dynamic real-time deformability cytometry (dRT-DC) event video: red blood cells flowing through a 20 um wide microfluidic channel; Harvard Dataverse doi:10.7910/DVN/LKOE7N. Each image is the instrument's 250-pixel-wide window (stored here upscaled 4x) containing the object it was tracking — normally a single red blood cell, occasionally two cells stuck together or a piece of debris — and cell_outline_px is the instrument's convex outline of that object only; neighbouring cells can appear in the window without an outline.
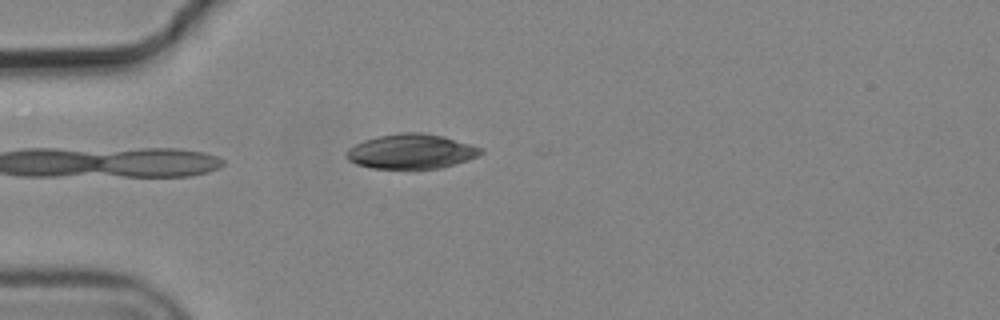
{"species": "common noctule bat (a hibernating species)", "species_latin": "Nyctalus noctula", "temperature_condition": "cold", "stored_images_in_passage": 2, "camera_frame_rate_fps": 3000, "um_per_image_px": 0.085, "animal": {"sex": "male", "body_mass_g": 19.2, "forearm_length_mm": 51.8}, "frame": {"image": 1, "passage_image": 1, "time_ms": 0.0, "image_size_px": [1000, 320], "cell_outline_px": [[484, 152], [468, 160], [440, 168], [372, 168], [356, 164], [348, 160], [344, 156], [348, 148], [364, 140], [376, 136], [400, 132], [424, 132], [444, 136], [484, 148]], "centroid_in_image_um": [34.95, 12.85], "position_along_channel_um": 50.1, "area_um2": 27.34}}